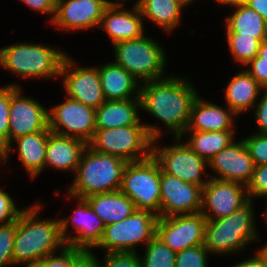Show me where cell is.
<instances>
[{"instance_id":"cell-36","label":"cell","mask_w":267,"mask_h":267,"mask_svg":"<svg viewBox=\"0 0 267 267\" xmlns=\"http://www.w3.org/2000/svg\"><path fill=\"white\" fill-rule=\"evenodd\" d=\"M254 165L267 164V134H254L243 139Z\"/></svg>"},{"instance_id":"cell-7","label":"cell","mask_w":267,"mask_h":267,"mask_svg":"<svg viewBox=\"0 0 267 267\" xmlns=\"http://www.w3.org/2000/svg\"><path fill=\"white\" fill-rule=\"evenodd\" d=\"M115 63L141 82L164 78L166 55L163 48L150 37L125 40L113 45Z\"/></svg>"},{"instance_id":"cell-12","label":"cell","mask_w":267,"mask_h":267,"mask_svg":"<svg viewBox=\"0 0 267 267\" xmlns=\"http://www.w3.org/2000/svg\"><path fill=\"white\" fill-rule=\"evenodd\" d=\"M206 222L201 212L159 217L156 237L177 253L203 245Z\"/></svg>"},{"instance_id":"cell-27","label":"cell","mask_w":267,"mask_h":267,"mask_svg":"<svg viewBox=\"0 0 267 267\" xmlns=\"http://www.w3.org/2000/svg\"><path fill=\"white\" fill-rule=\"evenodd\" d=\"M51 133L47 127L44 131L16 138L19 158L31 178H35L45 169V155L48 137Z\"/></svg>"},{"instance_id":"cell-9","label":"cell","mask_w":267,"mask_h":267,"mask_svg":"<svg viewBox=\"0 0 267 267\" xmlns=\"http://www.w3.org/2000/svg\"><path fill=\"white\" fill-rule=\"evenodd\" d=\"M120 191L133 201L135 209L150 210L160 217V166L152 155L126 164Z\"/></svg>"},{"instance_id":"cell-53","label":"cell","mask_w":267,"mask_h":267,"mask_svg":"<svg viewBox=\"0 0 267 267\" xmlns=\"http://www.w3.org/2000/svg\"><path fill=\"white\" fill-rule=\"evenodd\" d=\"M265 210H266V211L263 213V216H264V219H265V221H266V223H267V207H266Z\"/></svg>"},{"instance_id":"cell-16","label":"cell","mask_w":267,"mask_h":267,"mask_svg":"<svg viewBox=\"0 0 267 267\" xmlns=\"http://www.w3.org/2000/svg\"><path fill=\"white\" fill-rule=\"evenodd\" d=\"M160 189V217L201 212V186L182 181L160 168Z\"/></svg>"},{"instance_id":"cell-28","label":"cell","mask_w":267,"mask_h":267,"mask_svg":"<svg viewBox=\"0 0 267 267\" xmlns=\"http://www.w3.org/2000/svg\"><path fill=\"white\" fill-rule=\"evenodd\" d=\"M236 11L226 19V34L251 36L261 42L267 39V22L245 3L234 6Z\"/></svg>"},{"instance_id":"cell-38","label":"cell","mask_w":267,"mask_h":267,"mask_svg":"<svg viewBox=\"0 0 267 267\" xmlns=\"http://www.w3.org/2000/svg\"><path fill=\"white\" fill-rule=\"evenodd\" d=\"M246 188L249 200L256 196L267 197V164L254 167Z\"/></svg>"},{"instance_id":"cell-26","label":"cell","mask_w":267,"mask_h":267,"mask_svg":"<svg viewBox=\"0 0 267 267\" xmlns=\"http://www.w3.org/2000/svg\"><path fill=\"white\" fill-rule=\"evenodd\" d=\"M86 199L105 225L123 221L136 210L133 201L120 190L94 194Z\"/></svg>"},{"instance_id":"cell-40","label":"cell","mask_w":267,"mask_h":267,"mask_svg":"<svg viewBox=\"0 0 267 267\" xmlns=\"http://www.w3.org/2000/svg\"><path fill=\"white\" fill-rule=\"evenodd\" d=\"M22 210L16 208L11 196L0 188V225L16 221Z\"/></svg>"},{"instance_id":"cell-33","label":"cell","mask_w":267,"mask_h":267,"mask_svg":"<svg viewBox=\"0 0 267 267\" xmlns=\"http://www.w3.org/2000/svg\"><path fill=\"white\" fill-rule=\"evenodd\" d=\"M11 84L0 88V142L7 148L9 146V122H10V97L12 96Z\"/></svg>"},{"instance_id":"cell-35","label":"cell","mask_w":267,"mask_h":267,"mask_svg":"<svg viewBox=\"0 0 267 267\" xmlns=\"http://www.w3.org/2000/svg\"><path fill=\"white\" fill-rule=\"evenodd\" d=\"M16 234V221L0 225V267L14 265L13 245Z\"/></svg>"},{"instance_id":"cell-29","label":"cell","mask_w":267,"mask_h":267,"mask_svg":"<svg viewBox=\"0 0 267 267\" xmlns=\"http://www.w3.org/2000/svg\"><path fill=\"white\" fill-rule=\"evenodd\" d=\"M143 18H148L161 29L171 32L180 23L183 5L177 0H138Z\"/></svg>"},{"instance_id":"cell-6","label":"cell","mask_w":267,"mask_h":267,"mask_svg":"<svg viewBox=\"0 0 267 267\" xmlns=\"http://www.w3.org/2000/svg\"><path fill=\"white\" fill-rule=\"evenodd\" d=\"M66 53L46 45L17 43L0 49V66L23 78L60 76Z\"/></svg>"},{"instance_id":"cell-20","label":"cell","mask_w":267,"mask_h":267,"mask_svg":"<svg viewBox=\"0 0 267 267\" xmlns=\"http://www.w3.org/2000/svg\"><path fill=\"white\" fill-rule=\"evenodd\" d=\"M143 25V16L134 4L132 11L120 6H107L99 28L106 31L114 45L121 41L141 38L144 35Z\"/></svg>"},{"instance_id":"cell-46","label":"cell","mask_w":267,"mask_h":267,"mask_svg":"<svg viewBox=\"0 0 267 267\" xmlns=\"http://www.w3.org/2000/svg\"><path fill=\"white\" fill-rule=\"evenodd\" d=\"M244 3L258 12L267 22V0H245Z\"/></svg>"},{"instance_id":"cell-39","label":"cell","mask_w":267,"mask_h":267,"mask_svg":"<svg viewBox=\"0 0 267 267\" xmlns=\"http://www.w3.org/2000/svg\"><path fill=\"white\" fill-rule=\"evenodd\" d=\"M136 252L106 253L100 267H141L140 257Z\"/></svg>"},{"instance_id":"cell-5","label":"cell","mask_w":267,"mask_h":267,"mask_svg":"<svg viewBox=\"0 0 267 267\" xmlns=\"http://www.w3.org/2000/svg\"><path fill=\"white\" fill-rule=\"evenodd\" d=\"M252 202L249 200L228 217L207 220L203 245L210 254L233 253L253 240H261L256 234Z\"/></svg>"},{"instance_id":"cell-31","label":"cell","mask_w":267,"mask_h":267,"mask_svg":"<svg viewBox=\"0 0 267 267\" xmlns=\"http://www.w3.org/2000/svg\"><path fill=\"white\" fill-rule=\"evenodd\" d=\"M141 267H175L176 253L156 236L146 245Z\"/></svg>"},{"instance_id":"cell-45","label":"cell","mask_w":267,"mask_h":267,"mask_svg":"<svg viewBox=\"0 0 267 267\" xmlns=\"http://www.w3.org/2000/svg\"><path fill=\"white\" fill-rule=\"evenodd\" d=\"M232 267H267V258L261 250H258L252 258L239 262Z\"/></svg>"},{"instance_id":"cell-49","label":"cell","mask_w":267,"mask_h":267,"mask_svg":"<svg viewBox=\"0 0 267 267\" xmlns=\"http://www.w3.org/2000/svg\"><path fill=\"white\" fill-rule=\"evenodd\" d=\"M1 160H4V163L7 162L6 160V147L4 144L0 142V162Z\"/></svg>"},{"instance_id":"cell-2","label":"cell","mask_w":267,"mask_h":267,"mask_svg":"<svg viewBox=\"0 0 267 267\" xmlns=\"http://www.w3.org/2000/svg\"><path fill=\"white\" fill-rule=\"evenodd\" d=\"M38 203L22 210L16 220L13 263L30 267L66 246L60 234L59 219L38 220ZM37 217V218H36Z\"/></svg>"},{"instance_id":"cell-4","label":"cell","mask_w":267,"mask_h":267,"mask_svg":"<svg viewBox=\"0 0 267 267\" xmlns=\"http://www.w3.org/2000/svg\"><path fill=\"white\" fill-rule=\"evenodd\" d=\"M162 130L156 125L123 126L96 129L88 146L98 152L117 156L127 163L148 159L152 153V141L158 140Z\"/></svg>"},{"instance_id":"cell-13","label":"cell","mask_w":267,"mask_h":267,"mask_svg":"<svg viewBox=\"0 0 267 267\" xmlns=\"http://www.w3.org/2000/svg\"><path fill=\"white\" fill-rule=\"evenodd\" d=\"M21 87L12 85L10 97L9 146L6 159L12 149V141L18 137L44 131L48 127V110L32 98L21 95Z\"/></svg>"},{"instance_id":"cell-17","label":"cell","mask_w":267,"mask_h":267,"mask_svg":"<svg viewBox=\"0 0 267 267\" xmlns=\"http://www.w3.org/2000/svg\"><path fill=\"white\" fill-rule=\"evenodd\" d=\"M69 197L77 199L79 205L70 218L59 219L61 237L65 244L70 247L80 249L94 248L102 238L105 224L95 214L86 198L69 195L68 199H70ZM70 220H72L77 233L73 237L70 234L66 235Z\"/></svg>"},{"instance_id":"cell-30","label":"cell","mask_w":267,"mask_h":267,"mask_svg":"<svg viewBox=\"0 0 267 267\" xmlns=\"http://www.w3.org/2000/svg\"><path fill=\"white\" fill-rule=\"evenodd\" d=\"M189 140L187 145L200 157L209 161L213 156L225 149L235 139V131H217V132H188Z\"/></svg>"},{"instance_id":"cell-1","label":"cell","mask_w":267,"mask_h":267,"mask_svg":"<svg viewBox=\"0 0 267 267\" xmlns=\"http://www.w3.org/2000/svg\"><path fill=\"white\" fill-rule=\"evenodd\" d=\"M140 84L141 108L158 118L175 136L185 135L198 94L191 82L169 76Z\"/></svg>"},{"instance_id":"cell-43","label":"cell","mask_w":267,"mask_h":267,"mask_svg":"<svg viewBox=\"0 0 267 267\" xmlns=\"http://www.w3.org/2000/svg\"><path fill=\"white\" fill-rule=\"evenodd\" d=\"M72 267H100V262L91 249H81L73 257Z\"/></svg>"},{"instance_id":"cell-18","label":"cell","mask_w":267,"mask_h":267,"mask_svg":"<svg viewBox=\"0 0 267 267\" xmlns=\"http://www.w3.org/2000/svg\"><path fill=\"white\" fill-rule=\"evenodd\" d=\"M107 6L109 0H57L52 23L65 31L99 27Z\"/></svg>"},{"instance_id":"cell-11","label":"cell","mask_w":267,"mask_h":267,"mask_svg":"<svg viewBox=\"0 0 267 267\" xmlns=\"http://www.w3.org/2000/svg\"><path fill=\"white\" fill-rule=\"evenodd\" d=\"M48 128L53 133L74 137L88 144L96 131L95 109L67 97L48 111Z\"/></svg>"},{"instance_id":"cell-34","label":"cell","mask_w":267,"mask_h":267,"mask_svg":"<svg viewBox=\"0 0 267 267\" xmlns=\"http://www.w3.org/2000/svg\"><path fill=\"white\" fill-rule=\"evenodd\" d=\"M208 253L204 245L184 249L176 253L175 267H207Z\"/></svg>"},{"instance_id":"cell-23","label":"cell","mask_w":267,"mask_h":267,"mask_svg":"<svg viewBox=\"0 0 267 267\" xmlns=\"http://www.w3.org/2000/svg\"><path fill=\"white\" fill-rule=\"evenodd\" d=\"M139 108H141L140 98L106 100L95 109L96 129L145 126L139 120Z\"/></svg>"},{"instance_id":"cell-22","label":"cell","mask_w":267,"mask_h":267,"mask_svg":"<svg viewBox=\"0 0 267 267\" xmlns=\"http://www.w3.org/2000/svg\"><path fill=\"white\" fill-rule=\"evenodd\" d=\"M87 146L88 144L80 139L51 132L46 146L45 167L49 165L57 170H72L76 173Z\"/></svg>"},{"instance_id":"cell-51","label":"cell","mask_w":267,"mask_h":267,"mask_svg":"<svg viewBox=\"0 0 267 267\" xmlns=\"http://www.w3.org/2000/svg\"><path fill=\"white\" fill-rule=\"evenodd\" d=\"M177 1H179L183 6H187V4L189 3H191L193 0H177Z\"/></svg>"},{"instance_id":"cell-47","label":"cell","mask_w":267,"mask_h":267,"mask_svg":"<svg viewBox=\"0 0 267 267\" xmlns=\"http://www.w3.org/2000/svg\"><path fill=\"white\" fill-rule=\"evenodd\" d=\"M257 56L260 57V62H267V39L261 42Z\"/></svg>"},{"instance_id":"cell-50","label":"cell","mask_w":267,"mask_h":267,"mask_svg":"<svg viewBox=\"0 0 267 267\" xmlns=\"http://www.w3.org/2000/svg\"><path fill=\"white\" fill-rule=\"evenodd\" d=\"M115 2H113V1H109V6H122L123 4L120 2L119 3V1H127V0H114ZM118 1V2H117Z\"/></svg>"},{"instance_id":"cell-15","label":"cell","mask_w":267,"mask_h":267,"mask_svg":"<svg viewBox=\"0 0 267 267\" xmlns=\"http://www.w3.org/2000/svg\"><path fill=\"white\" fill-rule=\"evenodd\" d=\"M68 55L64 58L60 69L67 97L80 101L86 106L97 109L105 101L97 67H77Z\"/></svg>"},{"instance_id":"cell-14","label":"cell","mask_w":267,"mask_h":267,"mask_svg":"<svg viewBox=\"0 0 267 267\" xmlns=\"http://www.w3.org/2000/svg\"><path fill=\"white\" fill-rule=\"evenodd\" d=\"M248 201L247 188L244 184L209 178L202 187L201 213L207 220L228 217ZM206 208L209 213L205 211Z\"/></svg>"},{"instance_id":"cell-48","label":"cell","mask_w":267,"mask_h":267,"mask_svg":"<svg viewBox=\"0 0 267 267\" xmlns=\"http://www.w3.org/2000/svg\"><path fill=\"white\" fill-rule=\"evenodd\" d=\"M216 2L224 5L237 6L241 3H244L245 0H216Z\"/></svg>"},{"instance_id":"cell-42","label":"cell","mask_w":267,"mask_h":267,"mask_svg":"<svg viewBox=\"0 0 267 267\" xmlns=\"http://www.w3.org/2000/svg\"><path fill=\"white\" fill-rule=\"evenodd\" d=\"M255 106V120L259 128L258 134H267V89H264L262 97Z\"/></svg>"},{"instance_id":"cell-10","label":"cell","mask_w":267,"mask_h":267,"mask_svg":"<svg viewBox=\"0 0 267 267\" xmlns=\"http://www.w3.org/2000/svg\"><path fill=\"white\" fill-rule=\"evenodd\" d=\"M176 140L175 144L164 148L156 147L157 140H153L151 155L164 173L203 187L209 181L201 178L208 161L196 154L187 143L181 142V137Z\"/></svg>"},{"instance_id":"cell-41","label":"cell","mask_w":267,"mask_h":267,"mask_svg":"<svg viewBox=\"0 0 267 267\" xmlns=\"http://www.w3.org/2000/svg\"><path fill=\"white\" fill-rule=\"evenodd\" d=\"M246 71L264 88L267 89V62H260L257 55L247 64Z\"/></svg>"},{"instance_id":"cell-21","label":"cell","mask_w":267,"mask_h":267,"mask_svg":"<svg viewBox=\"0 0 267 267\" xmlns=\"http://www.w3.org/2000/svg\"><path fill=\"white\" fill-rule=\"evenodd\" d=\"M226 108L204 101L198 95L192 105L186 131H234L233 116L236 114L228 106Z\"/></svg>"},{"instance_id":"cell-44","label":"cell","mask_w":267,"mask_h":267,"mask_svg":"<svg viewBox=\"0 0 267 267\" xmlns=\"http://www.w3.org/2000/svg\"><path fill=\"white\" fill-rule=\"evenodd\" d=\"M30 8L43 13L52 14L50 22L52 23L56 14L57 0H20Z\"/></svg>"},{"instance_id":"cell-25","label":"cell","mask_w":267,"mask_h":267,"mask_svg":"<svg viewBox=\"0 0 267 267\" xmlns=\"http://www.w3.org/2000/svg\"><path fill=\"white\" fill-rule=\"evenodd\" d=\"M264 88L246 71L242 70L230 79L224 99L226 105L238 114L253 107Z\"/></svg>"},{"instance_id":"cell-8","label":"cell","mask_w":267,"mask_h":267,"mask_svg":"<svg viewBox=\"0 0 267 267\" xmlns=\"http://www.w3.org/2000/svg\"><path fill=\"white\" fill-rule=\"evenodd\" d=\"M159 216L150 210L136 209L123 221L105 225L101 240L95 247L105 253L136 252L140 243L147 245L156 236Z\"/></svg>"},{"instance_id":"cell-19","label":"cell","mask_w":267,"mask_h":267,"mask_svg":"<svg viewBox=\"0 0 267 267\" xmlns=\"http://www.w3.org/2000/svg\"><path fill=\"white\" fill-rule=\"evenodd\" d=\"M208 165L219 174L210 178L238 182L245 186L249 183L255 167L243 139L230 143L213 156Z\"/></svg>"},{"instance_id":"cell-52","label":"cell","mask_w":267,"mask_h":267,"mask_svg":"<svg viewBox=\"0 0 267 267\" xmlns=\"http://www.w3.org/2000/svg\"><path fill=\"white\" fill-rule=\"evenodd\" d=\"M262 251V253L266 256L267 258V244L264 247H261L260 249Z\"/></svg>"},{"instance_id":"cell-3","label":"cell","mask_w":267,"mask_h":267,"mask_svg":"<svg viewBox=\"0 0 267 267\" xmlns=\"http://www.w3.org/2000/svg\"><path fill=\"white\" fill-rule=\"evenodd\" d=\"M127 162L117 156L101 153L89 146L84 150L68 195L87 198L120 190Z\"/></svg>"},{"instance_id":"cell-37","label":"cell","mask_w":267,"mask_h":267,"mask_svg":"<svg viewBox=\"0 0 267 267\" xmlns=\"http://www.w3.org/2000/svg\"><path fill=\"white\" fill-rule=\"evenodd\" d=\"M80 250V248L66 245L61 248L59 256L51 254L30 267H72L73 257Z\"/></svg>"},{"instance_id":"cell-32","label":"cell","mask_w":267,"mask_h":267,"mask_svg":"<svg viewBox=\"0 0 267 267\" xmlns=\"http://www.w3.org/2000/svg\"><path fill=\"white\" fill-rule=\"evenodd\" d=\"M229 50L235 61L246 65L257 55L261 41L251 36L226 34Z\"/></svg>"},{"instance_id":"cell-24","label":"cell","mask_w":267,"mask_h":267,"mask_svg":"<svg viewBox=\"0 0 267 267\" xmlns=\"http://www.w3.org/2000/svg\"><path fill=\"white\" fill-rule=\"evenodd\" d=\"M97 68L106 100H126L131 99V95H133V98H139V80L128 73L123 67L115 62H111Z\"/></svg>"}]
</instances>
